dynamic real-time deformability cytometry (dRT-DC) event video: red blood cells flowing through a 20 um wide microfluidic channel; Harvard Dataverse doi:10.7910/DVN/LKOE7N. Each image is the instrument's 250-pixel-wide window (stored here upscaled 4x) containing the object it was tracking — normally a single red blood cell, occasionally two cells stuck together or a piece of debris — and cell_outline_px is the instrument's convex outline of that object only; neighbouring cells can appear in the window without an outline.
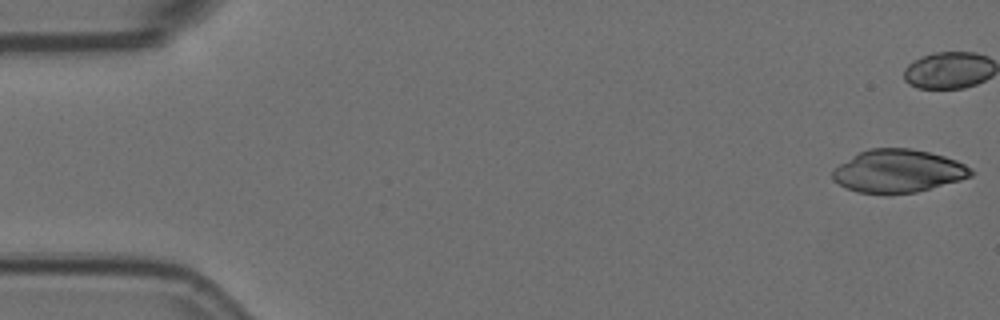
{"species": "Egyptian fruit bat (a non-hibernating species)", "species_latin": "Rousettus aegyptiacus", "temperature_condition": "room temperature", "stored_images_in_passage": 5, "camera_frame_rate_fps": 3000, "um_per_image_px": 0.085, "animal": {"sex": "female"}, "frame": {"image": 1, "passage_image": 1, "time_ms": 0.0, "image_size_px": [1000, 320], "cell_outline_px": [[972, 176], [960, 180], [916, 192], [856, 192], [844, 188], [832, 176], [832, 172], [840, 164], [852, 156], [868, 148], [908, 148], [928, 152], [944, 156], [956, 160], [972, 168]], "centroid_in_image_um": [76.35, 14.52], "position_along_channel_um": 8.6, "area_um2": 33.99}}